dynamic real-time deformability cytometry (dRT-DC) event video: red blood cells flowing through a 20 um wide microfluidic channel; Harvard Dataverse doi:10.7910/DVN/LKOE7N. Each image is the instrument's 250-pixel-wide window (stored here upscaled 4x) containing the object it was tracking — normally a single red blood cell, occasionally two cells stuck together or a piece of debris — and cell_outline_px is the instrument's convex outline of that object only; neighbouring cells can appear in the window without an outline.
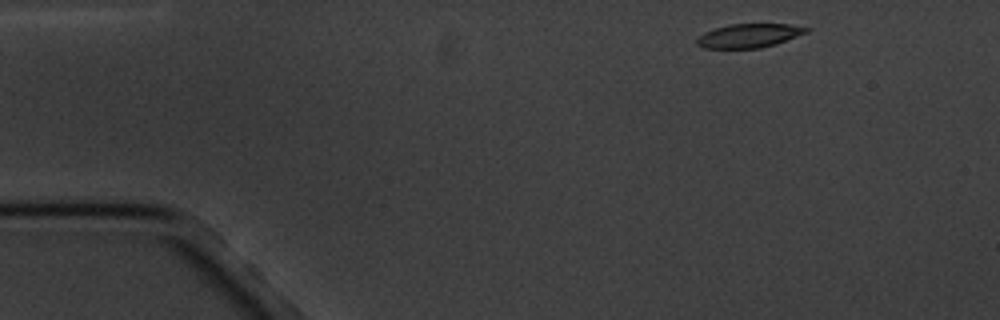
{"species": "common noctule bat (a hibernating species)", "species_latin": "Nyctalus noctula", "temperature_condition": "cold", "stored_images_in_passage": 4, "camera_frame_rate_fps": 3000, "um_per_image_px": 0.085, "animal": {"sex": "male", "body_mass_g": 20.1, "forearm_length_mm": 53.5}, "frame": {"image": 1, "passage_image": 1, "time_ms": 0.0, "image_size_px": [1000, 320], "cell_outline_px": [[812, 28], [808, 32], [776, 44], [760, 48], [704, 48], [696, 44], [696, 40], [704, 32], [728, 24], [792, 24]], "centroid_in_image_um": [63.7, 3.02], "position_along_channel_um": 21.3, "area_um2": 15.26}}
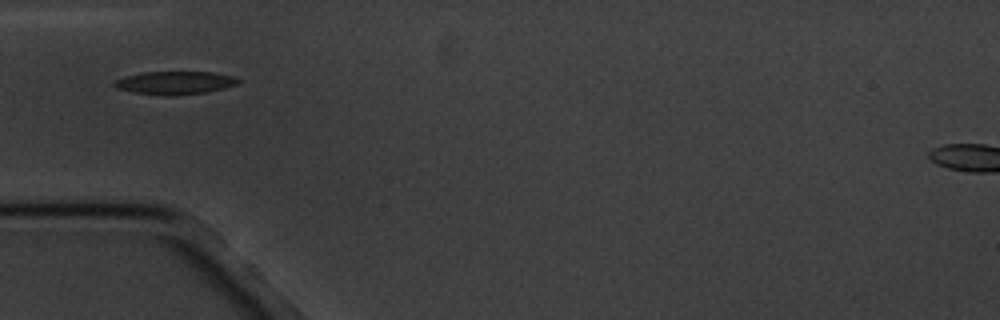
{"frame": {"image": 2, "passage_image": 4, "time_ms": 3.667, "image_size_px": [1000, 320], "cell_outline_px": [[244, 80], [236, 84], [224, 88], [208, 92], [176, 96], [164, 96], [132, 92], [116, 88], [112, 84], [112, 80], [124, 76], [144, 72], [212, 72], [236, 76]], "centroid_in_image_um": [14.87, 7.04], "position_along_channel_um": 70.1, "area_um2": 17.11}}